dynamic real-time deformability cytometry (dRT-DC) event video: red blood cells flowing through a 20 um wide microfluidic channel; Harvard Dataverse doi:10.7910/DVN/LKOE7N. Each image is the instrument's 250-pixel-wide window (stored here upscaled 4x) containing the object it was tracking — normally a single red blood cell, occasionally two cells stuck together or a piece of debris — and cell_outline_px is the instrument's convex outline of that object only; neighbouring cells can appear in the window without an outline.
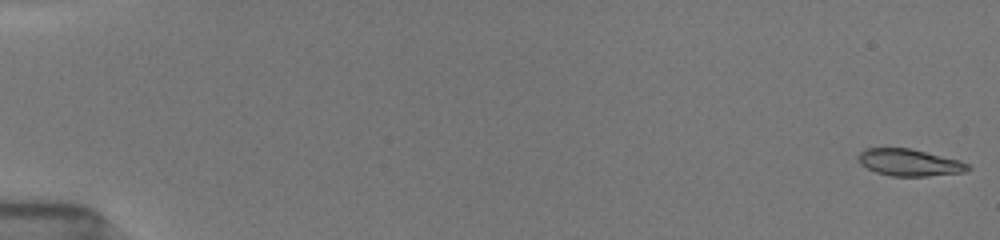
{"species": "common noctule bat (a hibernating species)", "species_latin": "Nyctalus noctula", "temperature_condition": "room temperature", "stored_images_in_passage": 53, "camera_frame_rate_fps": 3000, "um_per_image_px": 0.085, "animal": {"sex": "female", "body_mass_g": 19.5, "forearm_length_mm": 54.1}, "frame": {"image": 1, "passage_image": 1, "time_ms": 0.0, "image_size_px": [1000, 240], "cell_outline_px": [[972, 168], [964, 172], [928, 176], [892, 176], [876, 172], [860, 164], [856, 156], [864, 148], [908, 148], [960, 160], [968, 164]], "centroid_in_image_um": [77.28, 13.81], "position_along_channel_um": 7.7, "area_um2": 17.17}}
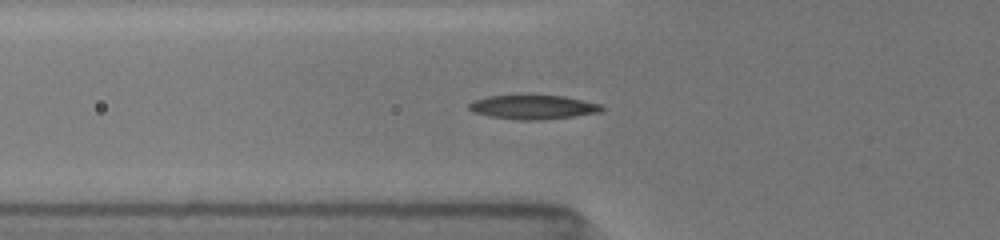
{"frame": {"image": 2, "passage_image": 20, "time_ms": 6.333, "image_size_px": [1000, 240], "cell_outline_px": [[608, 108], [600, 112], [544, 120], [520, 120], [488, 116], [472, 112], [468, 108], [468, 104], [472, 100], [488, 96], [524, 92], [528, 92], [564, 96], [600, 104]], "centroid_in_image_um": [45.27, 9.05], "position_along_channel_um": 80.5, "area_um2": 19.77}}
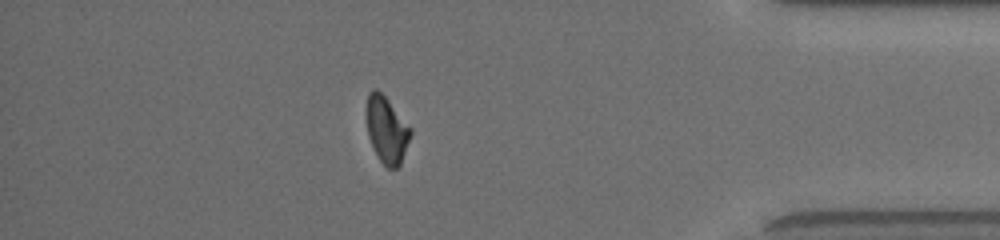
{"frame": {"image": 3, "passage_image": 47, "time_ms": 15.333, "image_size_px": [1000, 240], "cell_outline_px": [[412, 132], [400, 164], [396, 168], [388, 168], [380, 160], [368, 136], [364, 108], [368, 92], [372, 88], [376, 88], [388, 100], [412, 128]], "centroid_in_image_um": [32.83, 10.97], "position_along_channel_um": 402.4, "area_um2": 17.22}, "authors_computed_cell_mechanics": {"area_um2": 18.0336, "velocity_mm_per_s": 3.9285, "shape_relaxation_time_tau1_ms": 8.4666, "shape_relaxation_time_tau2_ms": 5.2942, "deformation_change_tau1": 0.2126, "deformation_change_tau2": 0.1098}}